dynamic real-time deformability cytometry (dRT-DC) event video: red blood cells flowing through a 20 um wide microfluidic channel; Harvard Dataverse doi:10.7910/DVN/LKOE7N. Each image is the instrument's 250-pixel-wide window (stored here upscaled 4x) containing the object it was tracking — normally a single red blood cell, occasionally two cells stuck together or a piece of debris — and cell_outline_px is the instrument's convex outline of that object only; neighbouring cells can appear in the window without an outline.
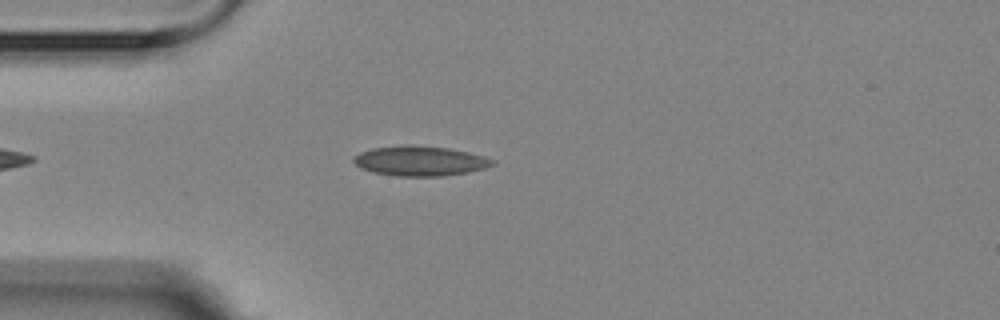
{"species": "Egyptian fruit bat (a non-hibernating species)", "species_latin": "Rousettus aegyptiacus", "temperature_condition": "room temperature", "stored_images_in_passage": 1, "camera_frame_rate_fps": 3000, "um_per_image_px": 0.085, "animal": {"sex": "female"}, "frame": {"image": 1, "passage_image": 1, "time_ms": 0.0, "image_size_px": [1000, 320], "cell_outline_px": [[496, 164], [484, 168], [468, 172], [440, 176], [396, 176], [372, 172], [360, 168], [352, 160], [360, 152], [372, 148], [404, 144], [412, 144], [448, 148], [468, 152], [484, 156], [496, 160]], "centroid_in_image_um": [35.71, 13.67], "position_along_channel_um": 49.3, "area_um2": 24.33}}